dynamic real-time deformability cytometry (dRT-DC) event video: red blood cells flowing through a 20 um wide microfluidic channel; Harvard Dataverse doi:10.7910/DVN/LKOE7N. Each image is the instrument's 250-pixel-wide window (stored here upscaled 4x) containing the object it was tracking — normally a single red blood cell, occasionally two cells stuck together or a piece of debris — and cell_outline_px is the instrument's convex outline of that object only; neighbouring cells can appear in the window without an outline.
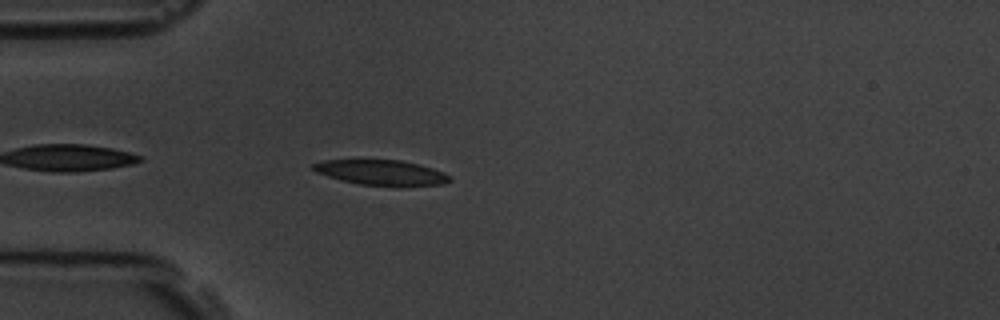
{"species": "common noctule bat (a hibernating species)", "species_latin": "Nyctalus noctula", "temperature_condition": "room temperature", "stored_images_in_passage": 44, "camera_frame_rate_fps": 3000, "um_per_image_px": 0.085, "animal": {"sex": "male", "body_mass_g": 19.5, "forearm_length_mm": 54.6}, "frame": {"image": 1, "passage_image": 3, "time_ms": 0.667, "image_size_px": [1000, 320], "cell_outline_px": [[452, 180], [444, 184], [400, 188], [360, 184], [340, 180], [316, 172], [312, 168], [312, 164], [324, 160], [400, 160], [420, 164], [444, 172], [452, 176]], "centroid_in_image_um": [32.5, 14.7], "position_along_channel_um": 52.5, "area_um2": 20.63}}
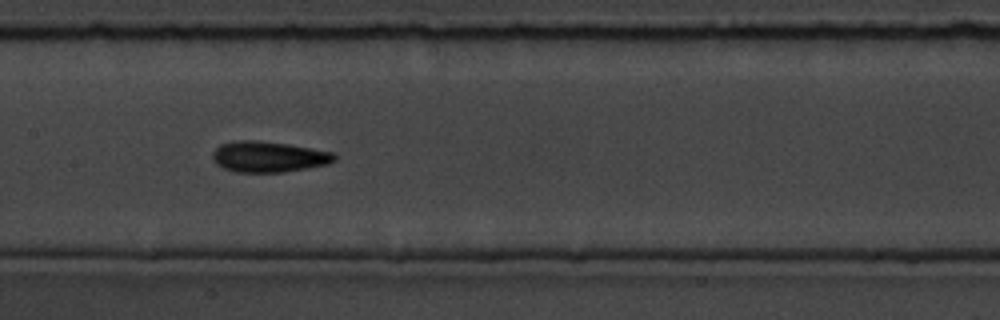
{"frame": {"image": 2, "passage_image": 15, "time_ms": 4.667, "image_size_px": [1000, 320], "cell_outline_px": [[336, 160], [328, 164], [308, 168], [284, 172], [236, 172], [224, 168], [216, 164], [212, 160], [212, 152], [220, 144], [236, 140], [256, 140], [288, 144], [332, 152], [336, 156]], "centroid_in_image_um": [22.8, 13.32], "position_along_channel_um": 184.6, "area_um2": 21.96}}
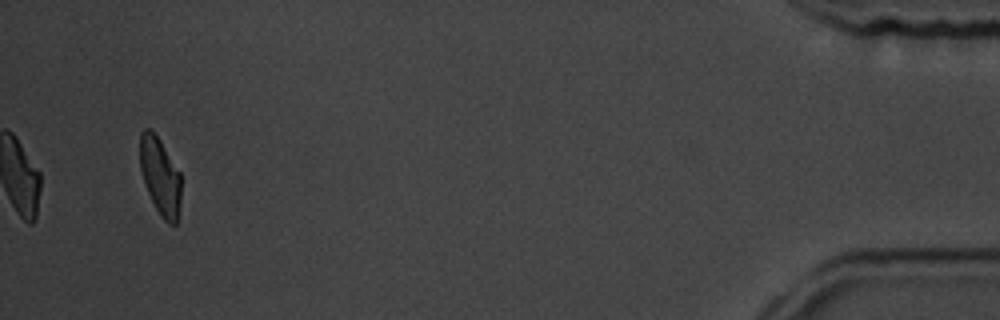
{"frame": {"image": 3, "passage_image": 42, "time_ms": 13.667, "image_size_px": [1000, 320], "cell_outline_px": [[180, 204], [176, 224], [168, 224], [160, 216], [144, 184], [140, 168], [140, 132], [144, 128], [152, 128], [160, 140], [180, 172]], "centroid_in_image_um": [13.6, 14.96], "position_along_channel_um": 421.6, "area_um2": 18.61}, "authors_computed_cell_mechanics": {"area_um2": 20.6924, "velocity_mm_per_s": 3.5403, "shape_relaxation_time_tau1_ms": 6.6921, "shape_relaxation_time_tau2_ms": 2.8335, "deformation_change_tau1": 0.1612, "deformation_change_tau2": 0.0987}}